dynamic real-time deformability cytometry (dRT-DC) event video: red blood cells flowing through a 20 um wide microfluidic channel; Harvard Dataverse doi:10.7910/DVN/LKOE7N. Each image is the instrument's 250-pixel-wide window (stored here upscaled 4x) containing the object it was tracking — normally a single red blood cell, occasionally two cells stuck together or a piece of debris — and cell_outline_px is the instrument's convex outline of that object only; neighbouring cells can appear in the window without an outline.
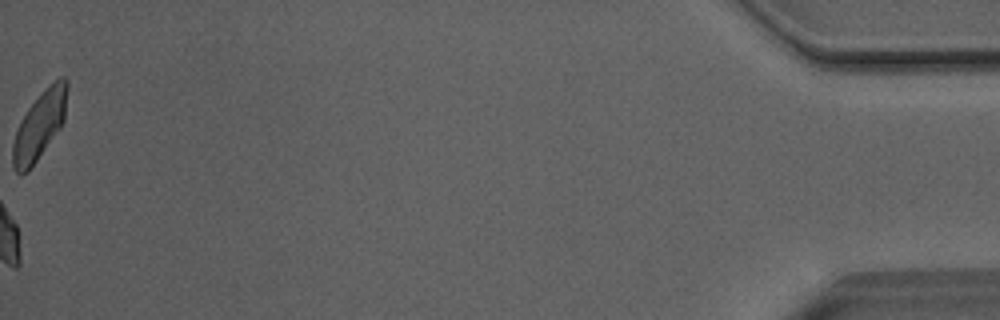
{"species": "Egyptian fruit bat (a non-hibernating species)", "species_latin": "Rousettus aegyptiacus", "temperature_condition": "room temperature", "stored_images_in_passage": 52, "camera_frame_rate_fps": 3000, "um_per_image_px": 0.085, "animal": {"sex": "male"}, "frame": {"image": 1, "passage_image": 52, "time_ms": 17.0, "image_size_px": [1000, 320], "cell_outline_px": [[68, 88], [64, 120], [60, 128], [28, 172], [20, 176], [12, 168], [12, 144], [20, 120], [28, 108], [44, 88], [48, 84], [60, 76], [64, 76], [68, 80]], "centroid_in_image_um": [3.36, 10.64], "position_along_channel_um": 431.8, "area_um2": 21.85}, "authors_computed_cell_mechanics": {"area_um2": 21.7617, "velocity_mm_per_s": 4.02, "shape_relaxation_time_tau1_ms": 2.8782, "shape_relaxation_time_tau2_ms": 2.2118, "deformation_change_tau1": 0.0982, "deformation_change_tau2": 0.0726}}